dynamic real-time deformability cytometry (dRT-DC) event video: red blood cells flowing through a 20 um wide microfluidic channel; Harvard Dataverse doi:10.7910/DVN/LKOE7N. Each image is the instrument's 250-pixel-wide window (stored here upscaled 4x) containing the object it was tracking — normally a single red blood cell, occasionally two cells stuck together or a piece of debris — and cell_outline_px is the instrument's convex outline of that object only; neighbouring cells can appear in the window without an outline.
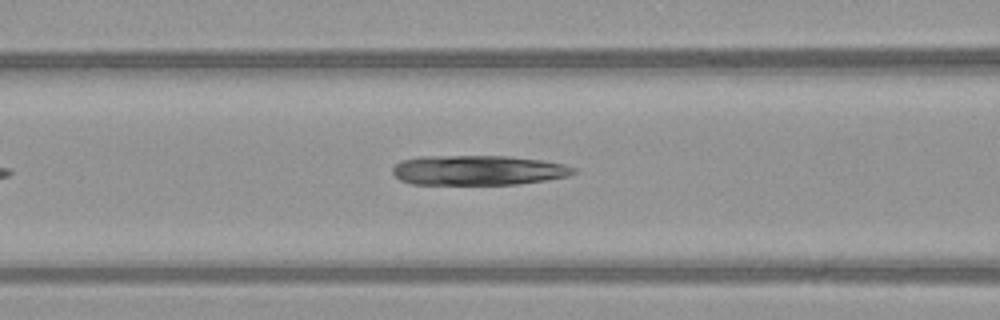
{"species": "common noctule bat (a hibernating species)", "species_latin": "Nyctalus noctula", "temperature_condition": "warm", "stored_images_in_passage": 30, "camera_frame_rate_fps": 3000, "um_per_image_px": 0.085, "animal": {"sex": "female", "body_mass_g": 21.9}, "frame": {"image": 1, "passage_image": 10, "time_ms": 3.0, "image_size_px": [1000, 320], "cell_outline_px": [[576, 172], [568, 176], [544, 180], [516, 184], [412, 184], [400, 180], [392, 172], [392, 168], [400, 160], [420, 156], [508, 156], [544, 160], [564, 164], [576, 168]], "centroid_in_image_um": [40.63, 14.46], "position_along_channel_um": 126.0, "area_um2": 31.56}}
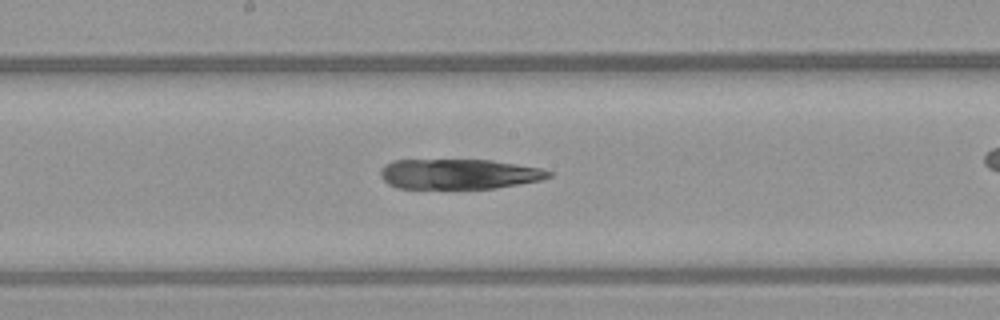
{"frame": {"image": 2, "passage_image": 16, "time_ms": 5.0, "image_size_px": [1000, 320], "cell_outline_px": [[552, 176], [540, 180], [496, 188], [396, 188], [388, 184], [380, 176], [380, 168], [384, 164], [392, 160], [492, 160], [540, 168], [552, 172]], "centroid_in_image_um": [38.96, 14.79], "position_along_channel_um": 209.2, "area_um2": 29.54}}
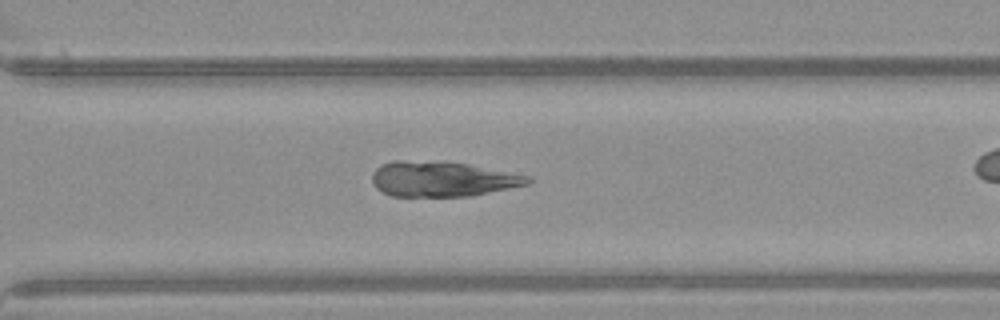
{"frame": {"image": 3, "passage_image": 25, "time_ms": 8.0, "image_size_px": [1000, 320], "cell_outline_px": [[532, 180], [528, 184], [472, 196], [392, 196], [376, 188], [372, 180], [372, 172], [380, 164], [392, 160], [404, 160], [468, 164], [532, 176]], "centroid_in_image_um": [37.59, 15.22], "position_along_channel_um": 333.0, "area_um2": 31.79}}